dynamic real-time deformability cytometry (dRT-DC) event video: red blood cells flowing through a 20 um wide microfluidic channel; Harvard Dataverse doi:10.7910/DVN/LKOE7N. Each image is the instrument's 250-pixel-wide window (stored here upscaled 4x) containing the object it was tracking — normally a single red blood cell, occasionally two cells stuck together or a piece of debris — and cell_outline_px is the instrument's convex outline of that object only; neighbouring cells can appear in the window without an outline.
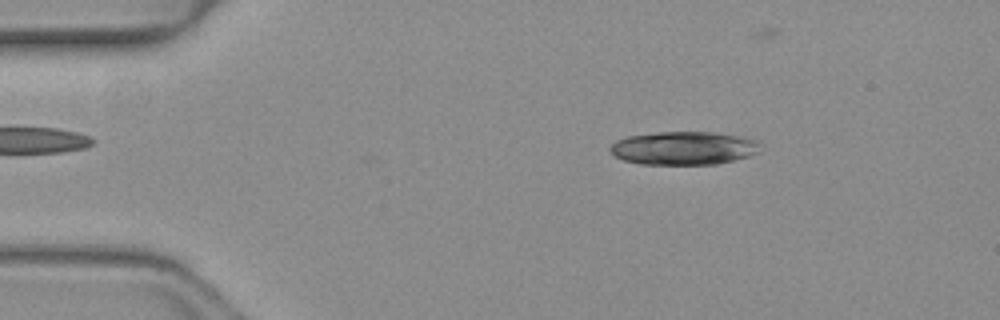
{"species": "common noctule bat (a hibernating species)", "species_latin": "Nyctalus noctula", "temperature_condition": "warm", "stored_images_in_passage": 49, "camera_frame_rate_fps": 3000, "um_per_image_px": 0.085, "animal": {"sex": "female", "body_mass_g": 19.3, "forearm_length_mm": 54.1}, "frame": {"image": 1, "passage_image": 7, "time_ms": 2.0, "image_size_px": [1000, 320], "cell_outline_px": [[756, 152], [748, 156], [716, 164], [640, 164], [624, 160], [616, 156], [608, 148], [616, 140], [628, 136], [656, 132], [712, 132], [740, 136], [756, 140]], "centroid_in_image_um": [58.04, 12.58], "position_along_channel_um": 27.0, "area_um2": 28.73}, "authors_computed_cell_mechanics": {"area_um2": 28.322, "velocity_mm_per_s": 4.0676, "shape_relaxation_time_tau1_ms": 1.3199, "shape_relaxation_time_tau2_ms": 1.8596, "deformation_change_tau1": 0.2701, "deformation_change_tau2": 0.104}}